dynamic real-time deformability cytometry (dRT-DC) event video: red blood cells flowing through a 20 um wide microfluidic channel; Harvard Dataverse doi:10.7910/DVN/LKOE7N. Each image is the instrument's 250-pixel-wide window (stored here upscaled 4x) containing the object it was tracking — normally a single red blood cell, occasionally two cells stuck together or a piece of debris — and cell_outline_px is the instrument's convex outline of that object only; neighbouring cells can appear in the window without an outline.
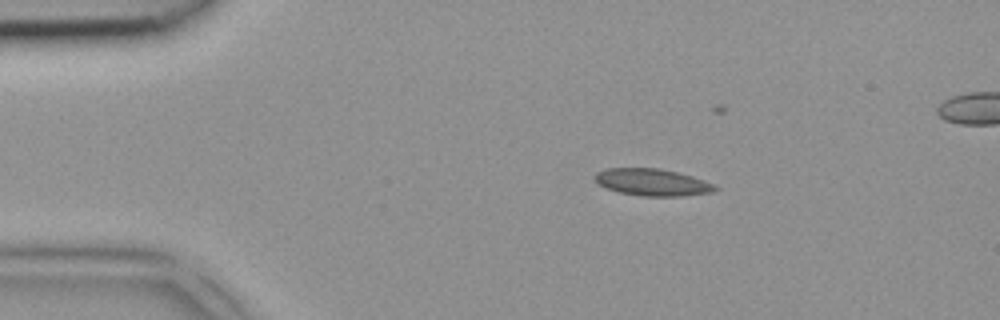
{"species": "common noctule bat (a hibernating species)", "species_latin": "Nyctalus noctula", "temperature_condition": "room temperature", "stored_images_in_passage": 4, "camera_frame_rate_fps": 3000, "um_per_image_px": 0.085, "animal": {"sex": "female", "body_mass_g": 18.4}, "frame": {"image": 1, "passage_image": 2, "time_ms": 0.333, "image_size_px": [1000, 320], "cell_outline_px": [[720, 188], [712, 192], [680, 196], [640, 196], [620, 192], [604, 188], [596, 184], [596, 172], [608, 168], [660, 168], [692, 176], [716, 184]], "centroid_in_image_um": [55.45, 15.49], "position_along_channel_um": 29.5, "area_um2": 19.02}}